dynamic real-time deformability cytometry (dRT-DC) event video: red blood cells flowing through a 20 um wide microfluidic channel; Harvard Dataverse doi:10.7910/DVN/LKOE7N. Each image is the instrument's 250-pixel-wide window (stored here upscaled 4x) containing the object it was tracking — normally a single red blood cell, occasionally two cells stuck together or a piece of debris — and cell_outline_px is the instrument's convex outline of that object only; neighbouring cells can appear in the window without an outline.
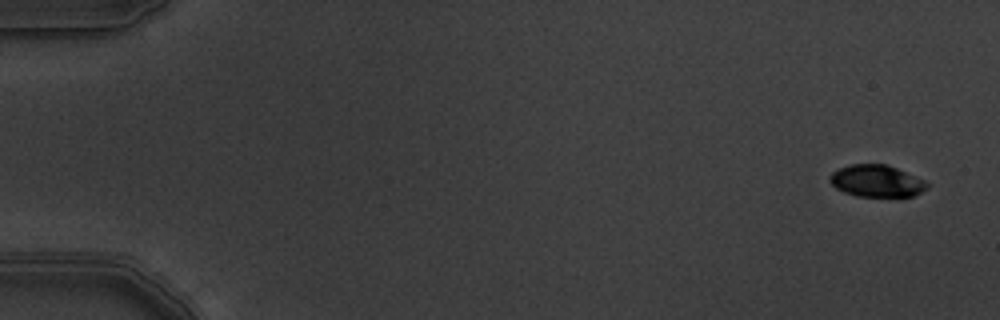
{"species": "common noctule bat (a hibernating species)", "species_latin": "Nyctalus noctula", "temperature_condition": "warm", "stored_images_in_passage": 8, "camera_frame_rate_fps": 3000, "um_per_image_px": 0.085, "animal": {"sex": "male", "body_mass_g": 19.5, "forearm_length_mm": 54.6}, "frame": {"image": 1, "passage_image": 1, "time_ms": 0.0, "image_size_px": [1000, 320], "cell_outline_px": [[928, 188], [912, 196], [856, 196], [844, 192], [836, 188], [828, 180], [832, 172], [840, 168], [852, 164], [884, 164], [896, 168], [924, 180], [928, 184]], "centroid_in_image_um": [74.49, 15.38], "position_along_channel_um": 10.5, "area_um2": 17.86}}
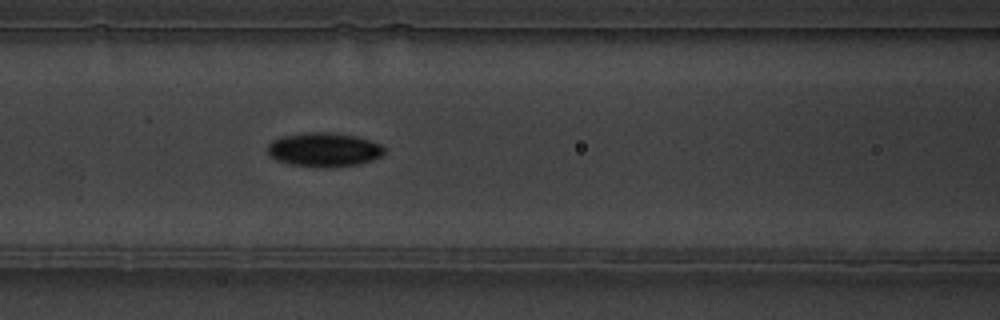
{"frame": {"image": 2, "passage_image": 8, "time_ms": 2.333, "image_size_px": [1000, 320], "cell_outline_px": [[384, 152], [380, 156], [372, 160], [360, 164], [324, 168], [288, 164], [276, 160], [268, 156], [268, 144], [272, 140], [280, 136], [308, 132], [328, 132], [356, 136], [380, 144], [384, 148]], "centroid_in_image_um": [27.49, 12.73], "position_along_channel_um": 139.1, "area_um2": 23.29}}